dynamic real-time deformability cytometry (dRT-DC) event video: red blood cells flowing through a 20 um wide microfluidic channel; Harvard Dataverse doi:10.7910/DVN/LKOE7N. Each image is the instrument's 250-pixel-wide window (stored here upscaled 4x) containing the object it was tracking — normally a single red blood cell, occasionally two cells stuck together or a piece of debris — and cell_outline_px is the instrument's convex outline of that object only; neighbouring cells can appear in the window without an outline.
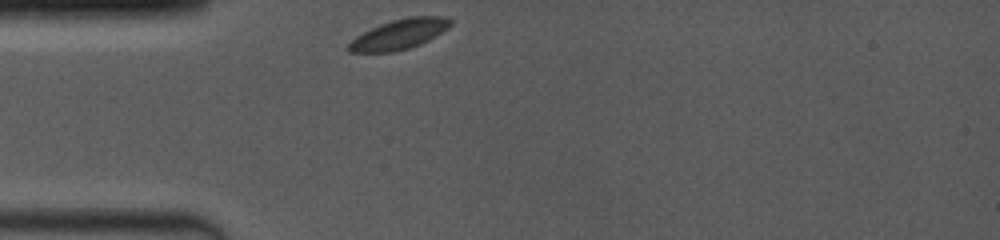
{"species": "common noctule bat (a hibernating species)", "species_latin": "Nyctalus noctula", "temperature_condition": "room temperature", "stored_images_in_passage": 33, "camera_frame_rate_fps": 4000, "um_per_image_px": 0.085, "animal": {"sex": "female", "body_mass_g": 19.0, "forearm_length_mm": 53.3}, "frame": {"image": 1, "passage_image": 1, "time_ms": 0.0, "image_size_px": [1000, 240], "cell_outline_px": [[452, 24], [448, 28], [436, 36], [420, 44], [408, 48], [392, 52], [348, 52], [344, 48], [356, 36], [380, 24], [392, 20], [408, 16], [448, 16], [452, 20]], "centroid_in_image_um": [33.95, 2.9], "position_along_channel_um": 51.1, "area_um2": 17.92}}
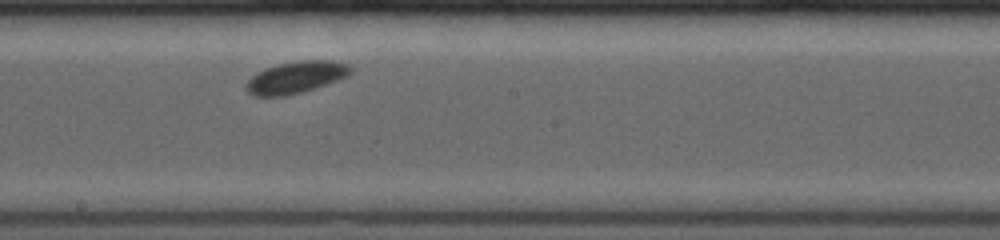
{"frame": {"image": 2, "passage_image": 19, "time_ms": 4.75, "image_size_px": [1000, 240], "cell_outline_px": [[352, 72], [348, 76], [300, 92], [284, 96], [256, 96], [248, 92], [244, 88], [244, 84], [256, 72], [280, 64], [300, 60], [332, 60], [348, 64], [352, 68]], "centroid_in_image_um": [25.13, 6.56], "position_along_channel_um": 223.1, "area_um2": 19.13}}
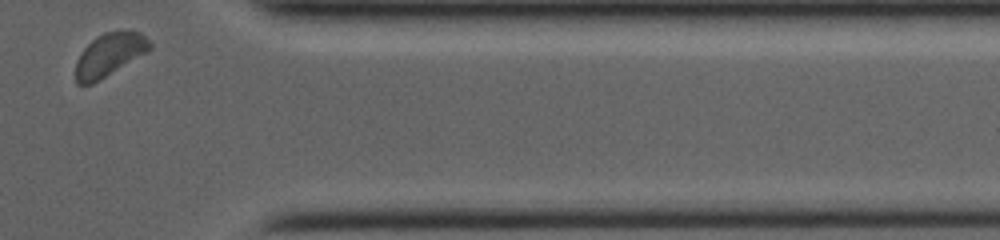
{"frame": {"image": 3, "passage_image": 33, "time_ms": 9.5, "image_size_px": [1000, 240], "cell_outline_px": [[152, 48], [148, 52], [100, 80], [92, 84], [76, 84], [76, 60], [80, 52], [96, 36], [104, 32], [140, 32], [152, 44]], "centroid_in_image_um": [9.29, 4.67], "position_along_channel_um": 402.1, "area_um2": 18.5}}